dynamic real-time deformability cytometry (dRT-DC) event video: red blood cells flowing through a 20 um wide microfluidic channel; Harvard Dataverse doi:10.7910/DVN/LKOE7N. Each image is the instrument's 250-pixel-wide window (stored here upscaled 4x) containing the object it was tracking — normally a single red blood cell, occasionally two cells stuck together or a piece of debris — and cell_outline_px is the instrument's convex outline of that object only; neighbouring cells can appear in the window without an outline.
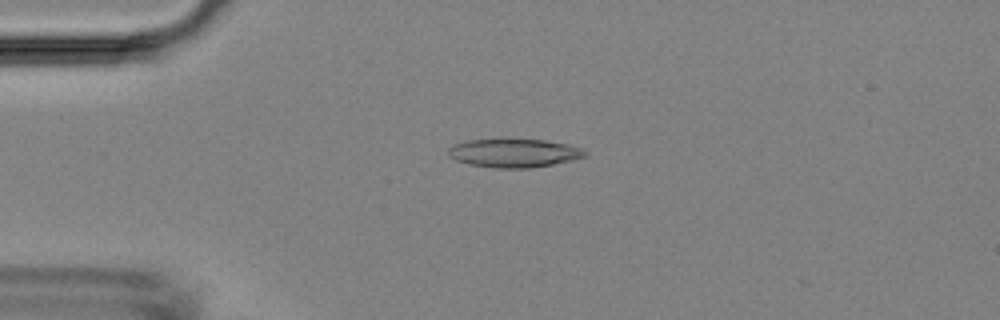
{"species": "Egyptian fruit bat (a non-hibernating species)", "species_latin": "Rousettus aegyptiacus", "temperature_condition": "room temperature", "stored_images_in_passage": 45, "camera_frame_rate_fps": 3000, "um_per_image_px": 0.085, "animal": {"sex": "female"}, "frame": {"image": 1, "passage_image": 12, "time_ms": 3.667, "image_size_px": [1000, 320], "cell_outline_px": [[588, 156], [572, 160], [552, 164], [528, 168], [496, 168], [468, 164], [456, 160], [448, 156], [448, 148], [452, 144], [464, 140], [500, 136], [508, 136], [544, 140], [568, 144], [580, 148], [588, 152]], "centroid_in_image_um": [43.63, 12.95], "position_along_channel_um": 41.4, "area_um2": 23.93}}
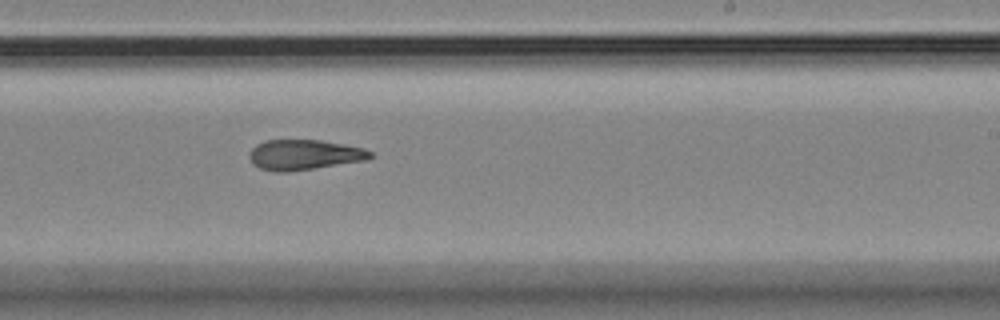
{"frame": {"image": 2, "passage_image": 30, "time_ms": 9.667, "image_size_px": [1000, 320], "cell_outline_px": [[376, 156], [368, 160], [316, 168], [288, 172], [272, 172], [260, 168], [252, 164], [248, 156], [248, 152], [256, 144], [264, 140], [320, 140], [344, 144], [364, 148], [372, 152]], "centroid_in_image_um": [25.86, 13.16], "position_along_channel_um": 263.1, "area_um2": 21.73}}
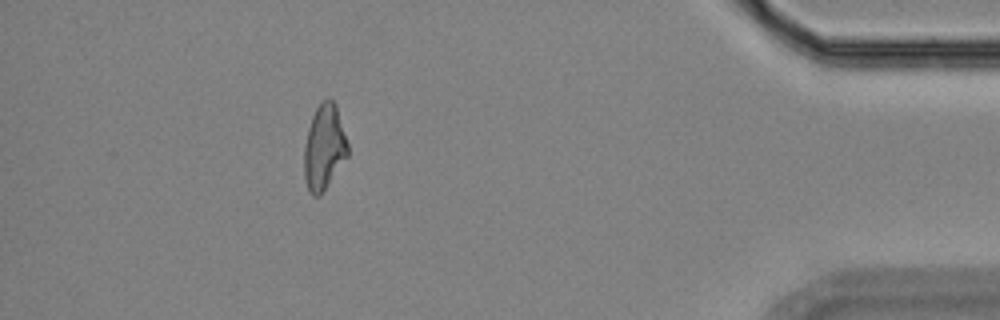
{"frame": {"image": 3, "passage_image": 44, "time_ms": 14.333, "image_size_px": [1000, 320], "cell_outline_px": [[348, 156], [320, 196], [312, 196], [308, 192], [304, 176], [304, 144], [308, 128], [312, 116], [320, 100], [328, 96], [336, 104], [348, 144]], "centroid_in_image_um": [27.54, 12.5], "position_along_channel_um": 407.7, "area_um2": 21.96}}